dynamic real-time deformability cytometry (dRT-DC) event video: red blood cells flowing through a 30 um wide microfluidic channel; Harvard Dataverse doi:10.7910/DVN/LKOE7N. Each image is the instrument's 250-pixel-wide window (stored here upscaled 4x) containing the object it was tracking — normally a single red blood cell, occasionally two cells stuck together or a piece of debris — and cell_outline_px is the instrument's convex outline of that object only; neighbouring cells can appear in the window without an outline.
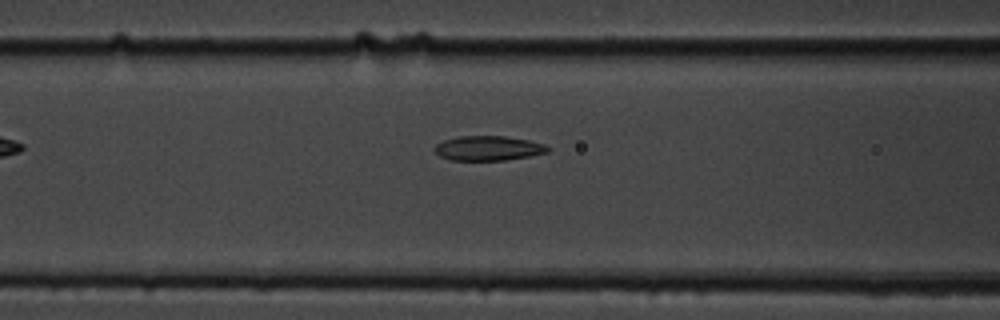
{"species": "common noctule bat (a hibernating species)", "species_latin": "Nyctalus noctula", "temperature_condition": "cold", "stored_images_in_passage": 38, "camera_frame_rate_fps": 3000, "um_per_image_px": 0.085, "animal": {"sex": "male", "body_mass_g": 19.5, "forearm_length_mm": 54.6}, "frame": {"image": 1, "passage_image": 6, "time_ms": 1.667, "image_size_px": [1000, 320], "cell_outline_px": [[552, 148], [548, 152], [528, 156], [504, 160], [452, 160], [440, 156], [432, 148], [436, 144], [444, 140], [460, 136], [504, 136], [528, 140], [544, 144]], "centroid_in_image_um": [41.5, 12.59], "position_along_channel_um": 125.1, "area_um2": 16.18}}
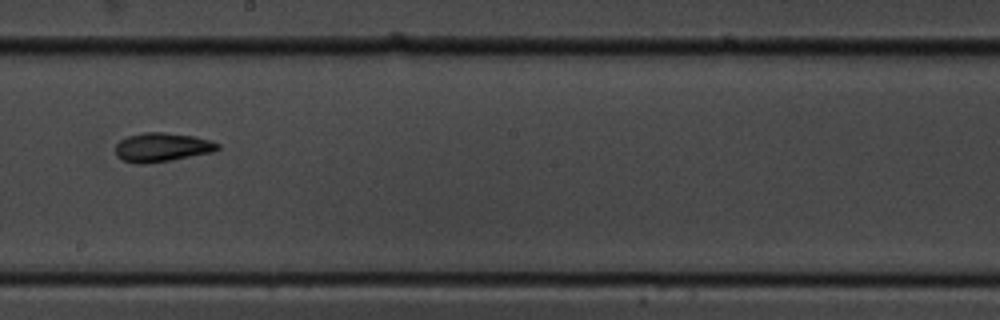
{"frame": {"image": 2, "passage_image": 15, "time_ms": 4.667, "image_size_px": [1000, 320], "cell_outline_px": [[220, 148], [212, 152], [172, 160], [144, 164], [136, 164], [124, 160], [116, 156], [116, 144], [120, 140], [128, 136], [144, 132], [164, 132], [192, 136], [208, 140], [220, 144]], "centroid_in_image_um": [13.75, 12.52], "position_along_channel_um": 234.5, "area_um2": 17.17}}
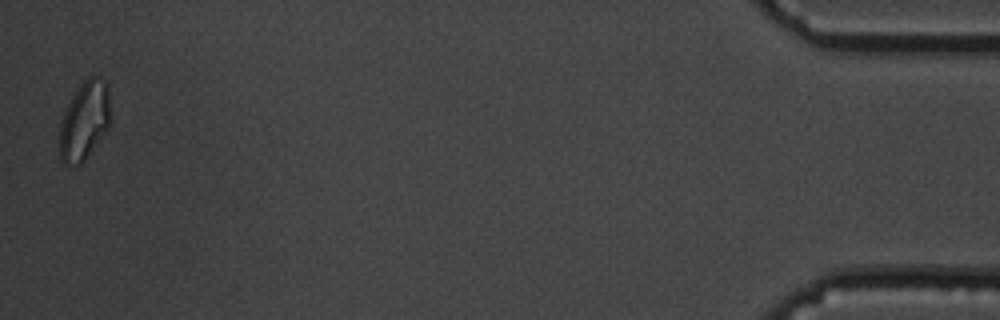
{"frame": {"image": 3, "passage_image": 38, "time_ms": 12.333, "image_size_px": [1000, 320], "cell_outline_px": [[108, 128], [84, 160], [80, 164], [64, 164], [60, 160], [60, 124], [64, 112], [72, 96], [80, 84], [88, 76], [100, 76], [108, 84]], "centroid_in_image_um": [7.16, 10.23], "position_along_channel_um": 428.0, "area_um2": 22.83}, "authors_computed_cell_mechanics": {"area_um2": 16.8487, "velocity_mm_per_s": 3.6486, "shape_relaxation_time_tau1_ms": 7.3918, "shape_relaxation_time_tau2_ms": 7.3213, "deformation_change_tau1": 0.1727, "deformation_change_tau2": 0.13}}